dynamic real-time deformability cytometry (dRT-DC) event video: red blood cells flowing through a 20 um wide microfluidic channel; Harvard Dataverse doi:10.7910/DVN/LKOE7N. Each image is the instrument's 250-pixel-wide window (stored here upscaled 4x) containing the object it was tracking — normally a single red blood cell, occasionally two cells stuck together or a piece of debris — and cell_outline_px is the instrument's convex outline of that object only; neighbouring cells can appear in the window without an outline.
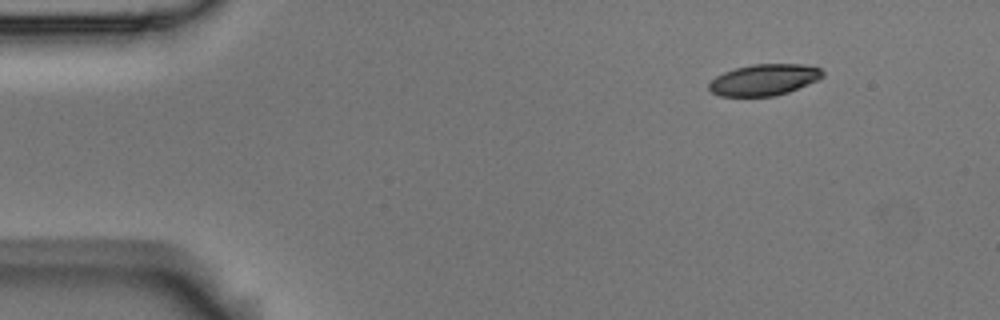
{"species": "Egyptian fruit bat (a non-hibernating species)", "species_latin": "Rousettus aegyptiacus", "temperature_condition": "room temperature", "stored_images_in_passage": 4, "segment_of_instrument_passage": [2, 2], "camera_frame_rate_fps": 3000, "um_per_image_px": 0.085, "animal": {"sex": "male"}, "frame": {"image": 1, "passage_image": 4, "time_ms": 1.0, "image_size_px": [1000, 320], "cell_outline_px": [[824, 76], [816, 80], [788, 92], [772, 96], [720, 96], [712, 92], [708, 88], [708, 84], [716, 76], [724, 72], [736, 68], [752, 64], [804, 64], [820, 68], [824, 72]], "centroid_in_image_um": [64.94, 6.77], "position_along_channel_um": 20.1, "area_um2": 20.58}}